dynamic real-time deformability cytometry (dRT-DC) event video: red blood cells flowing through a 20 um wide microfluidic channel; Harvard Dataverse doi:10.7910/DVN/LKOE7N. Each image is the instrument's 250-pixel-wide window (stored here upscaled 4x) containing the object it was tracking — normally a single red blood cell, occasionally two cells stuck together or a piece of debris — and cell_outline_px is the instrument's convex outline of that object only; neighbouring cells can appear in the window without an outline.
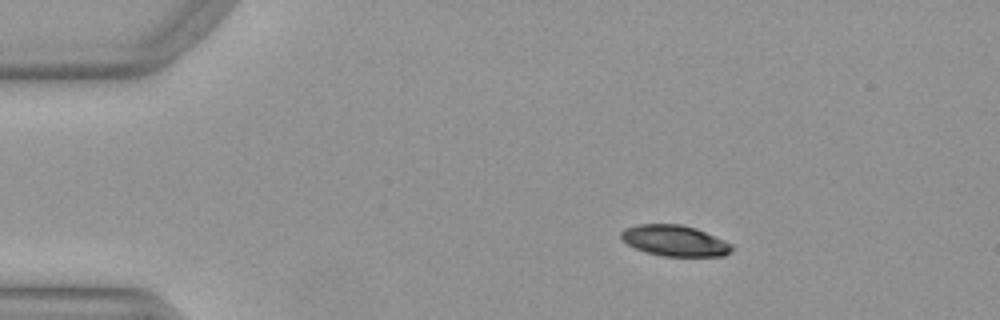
{"species": "Egyptian fruit bat (a non-hibernating species)", "species_latin": "Rousettus aegyptiacus", "temperature_condition": "warm", "stored_images_in_passage": 45, "camera_frame_rate_fps": 3000, "um_per_image_px": 0.085, "animal": {"sex": "female"}, "frame": {"image": 1, "passage_image": 2, "time_ms": 0.333, "image_size_px": [1000, 320], "cell_outline_px": [[732, 252], [724, 256], [664, 256], [648, 252], [636, 248], [628, 244], [620, 236], [620, 232], [624, 228], [636, 224], [680, 224], [696, 228], [724, 240], [732, 244]], "centroid_in_image_um": [57.36, 20.45], "position_along_channel_um": 27.6, "area_um2": 19.88}}
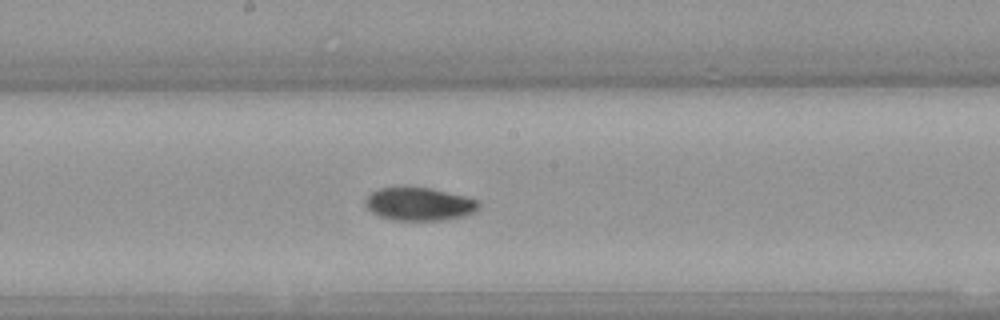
{"frame": {"image": 2, "passage_image": 21, "time_ms": 6.667, "image_size_px": [1000, 320], "cell_outline_px": [[480, 208], [464, 216], [440, 220], [392, 220], [380, 216], [372, 212], [364, 204], [364, 200], [372, 192], [380, 188], [432, 188], [464, 196], [476, 200], [480, 204]], "centroid_in_image_um": [35.63, 17.35], "position_along_channel_um": 212.6, "area_um2": 21.56}}
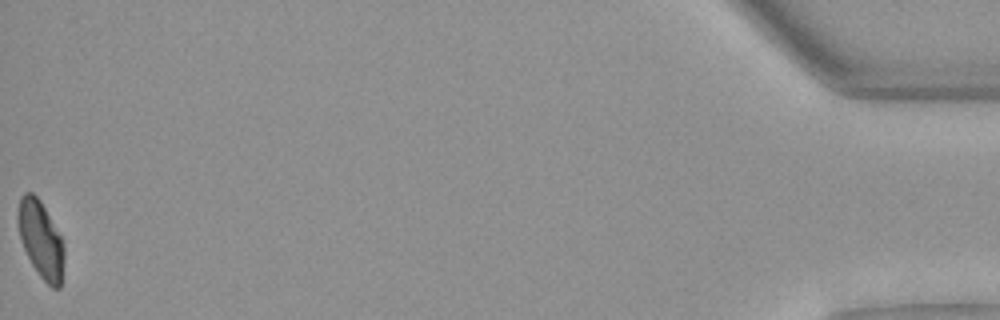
{"frame": {"image": 3, "passage_image": 45, "time_ms": 14.667, "image_size_px": [1000, 320], "cell_outline_px": [[64, 260], [60, 288], [52, 288], [40, 276], [32, 264], [20, 240], [16, 220], [16, 212], [20, 196], [24, 192], [32, 192], [40, 200], [60, 236], [64, 248]], "centroid_in_image_um": [3.43, 20.33], "position_along_channel_um": 431.8, "area_um2": 20.69}, "authors_computed_cell_mechanics": {"area_um2": 21.6172, "velocity_mm_per_s": 3.9748, "shape_relaxation_time_tau1_ms": 6.1221, "shape_relaxation_time_tau2_ms": 3.3969, "deformation_change_tau1": 0.173, "deformation_change_tau2": 0.0692}}